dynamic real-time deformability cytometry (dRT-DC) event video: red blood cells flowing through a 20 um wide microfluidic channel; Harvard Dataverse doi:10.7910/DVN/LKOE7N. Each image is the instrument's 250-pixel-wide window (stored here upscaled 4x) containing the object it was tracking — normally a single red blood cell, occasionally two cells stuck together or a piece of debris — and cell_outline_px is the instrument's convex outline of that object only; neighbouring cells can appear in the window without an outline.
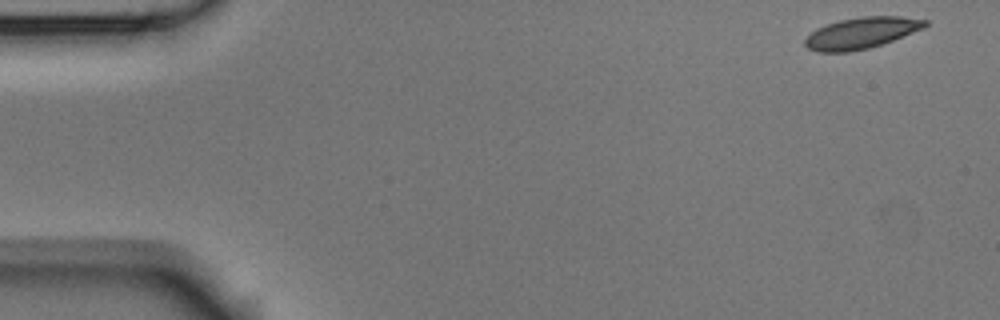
{"species": "Egyptian fruit bat (a non-hibernating species)", "species_latin": "Rousettus aegyptiacus", "temperature_condition": "room temperature", "stored_images_in_passage": 4, "camera_frame_rate_fps": 3000, "um_per_image_px": 0.085, "animal": {"sex": "male"}, "frame": {"image": 1, "passage_image": 1, "time_ms": 0.0, "image_size_px": [1000, 320], "cell_outline_px": [[928, 24], [924, 28], [892, 40], [868, 48], [848, 52], [816, 52], [808, 48], [804, 44], [804, 40], [816, 28], [840, 20], [864, 16], [900, 16], [928, 20]], "centroid_in_image_um": [73.21, 2.8], "position_along_channel_um": 11.8, "area_um2": 21.68}}